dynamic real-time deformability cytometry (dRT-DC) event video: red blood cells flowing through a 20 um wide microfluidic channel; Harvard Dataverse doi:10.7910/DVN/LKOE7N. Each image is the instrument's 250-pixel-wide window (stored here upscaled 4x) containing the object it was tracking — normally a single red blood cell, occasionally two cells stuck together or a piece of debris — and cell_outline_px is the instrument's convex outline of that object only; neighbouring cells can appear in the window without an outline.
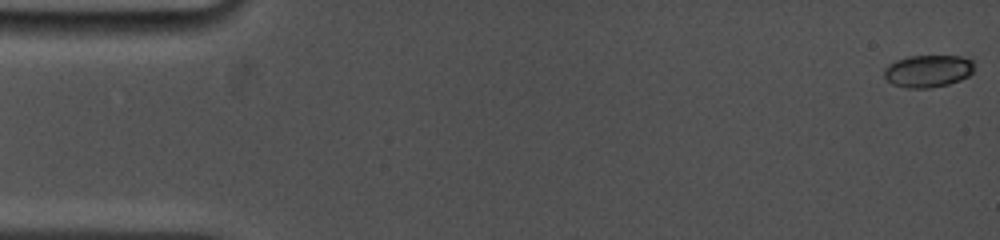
{"species": "common noctule bat (a hibernating species)", "species_latin": "Nyctalus noctula", "temperature_condition": "cold", "stored_images_in_passage": 31, "camera_frame_rate_fps": 5000, "um_per_image_px": 0.085, "animal": {"sex": "female", "body_mass_g": 19.0, "forearm_length_mm": 53.3}, "frame": {"image": 1, "passage_image": 1, "time_ms": 0.0, "image_size_px": [1000, 240], "cell_outline_px": [[972, 72], [968, 76], [960, 80], [948, 84], [928, 88], [908, 88], [892, 84], [884, 76], [884, 68], [888, 64], [896, 60], [908, 56], [960, 56], [972, 60]], "centroid_in_image_um": [78.84, 6.03], "position_along_channel_um": 6.2, "area_um2": 16.88}}
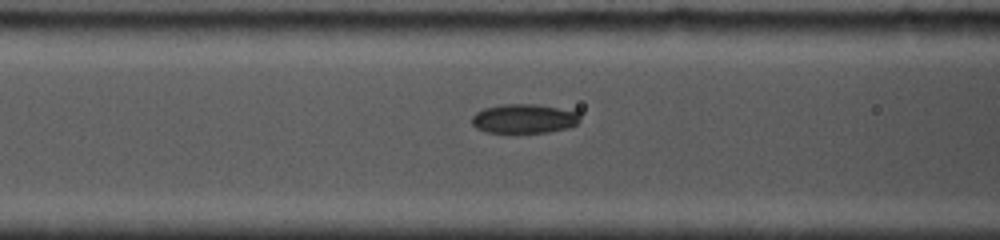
{"frame": {"image": 2, "passage_image": 18, "time_ms": 6.6, "image_size_px": [1000, 240], "cell_outline_px": [[580, 120], [576, 124], [568, 128], [548, 132], [512, 136], [484, 132], [476, 128], [472, 124], [472, 116], [476, 112], [484, 108], [500, 104], [536, 104], [580, 108]], "centroid_in_image_um": [44.61, 10.11], "position_along_channel_um": 122.0, "area_um2": 20.06}}
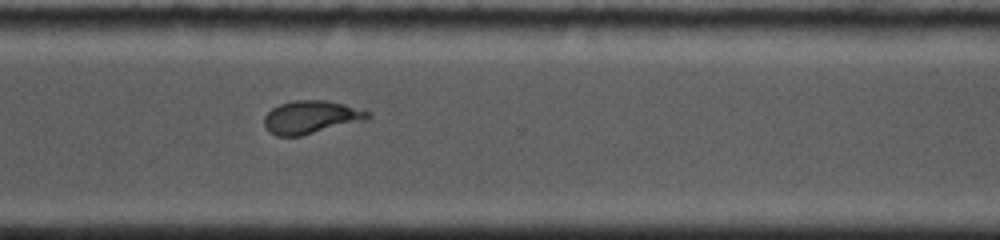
{"frame": {"image": 3, "passage_image": 31, "time_ms": 12.4, "image_size_px": [1000, 240], "cell_outline_px": [[372, 116], [364, 120], [300, 136], [276, 136], [268, 132], [264, 124], [264, 116], [272, 108], [280, 104], [296, 100], [328, 100], [344, 104], [372, 112]], "centroid_in_image_um": [26.42, 9.95], "position_along_channel_um": 344.2, "area_um2": 19.88}}